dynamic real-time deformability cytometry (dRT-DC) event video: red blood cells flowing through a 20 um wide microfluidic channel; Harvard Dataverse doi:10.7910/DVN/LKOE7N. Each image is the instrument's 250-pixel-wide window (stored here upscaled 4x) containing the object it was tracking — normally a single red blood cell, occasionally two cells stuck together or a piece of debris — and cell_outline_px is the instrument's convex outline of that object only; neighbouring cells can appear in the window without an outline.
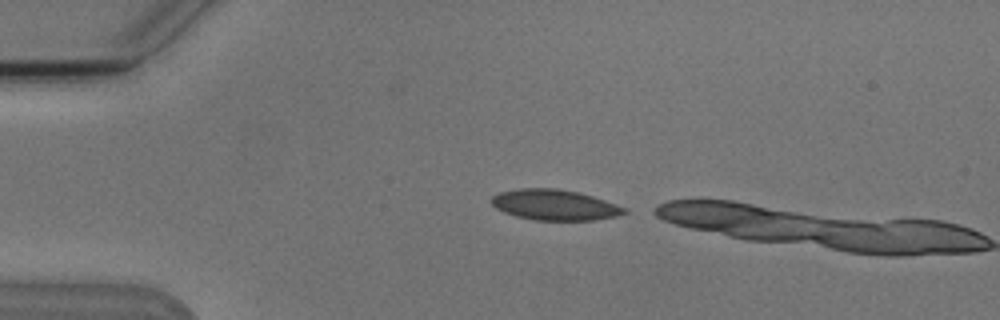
{"species": "Egyptian fruit bat (a non-hibernating species)", "species_latin": "Rousettus aegyptiacus", "temperature_condition": "cold", "stored_images_in_passage": 2, "camera_frame_rate_fps": 3000, "um_per_image_px": 0.085, "animal": {"sex": "male"}, "frame": {"image": 1, "passage_image": 1, "time_ms": 0.0, "image_size_px": [1000, 320], "cell_outline_px": [[628, 212], [616, 216], [592, 220], [536, 220], [516, 216], [504, 212], [496, 208], [492, 204], [492, 196], [500, 192], [520, 188], [556, 188], [576, 192], [592, 196], [628, 208]], "centroid_in_image_um": [47.15, 17.41], "position_along_channel_um": 37.8, "area_um2": 23.52}}